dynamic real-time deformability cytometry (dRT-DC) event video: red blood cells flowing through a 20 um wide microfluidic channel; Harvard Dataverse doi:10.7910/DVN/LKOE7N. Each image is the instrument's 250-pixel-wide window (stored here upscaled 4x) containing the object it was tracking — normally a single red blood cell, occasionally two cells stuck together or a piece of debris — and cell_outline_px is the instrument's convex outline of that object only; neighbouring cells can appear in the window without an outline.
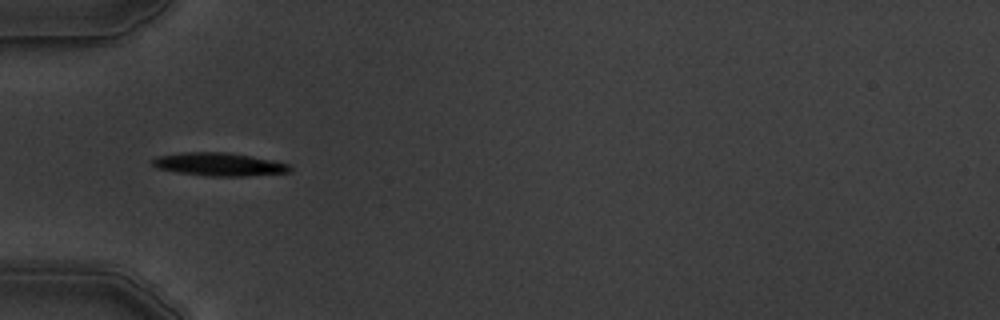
{"species": "common noctule bat (a hibernating species)", "species_latin": "Nyctalus noctula", "temperature_condition": "warm", "stored_images_in_passage": 4, "camera_frame_rate_fps": 3000, "um_per_image_px": 0.085, "animal": {"sex": "male", "body_mass_g": 19.5, "forearm_length_mm": 54.6}, "frame": {"image": 1, "passage_image": 1, "time_ms": 0.0, "image_size_px": [1000, 320], "cell_outline_px": [[292, 172], [244, 176], [208, 176], [176, 172], [156, 168], [152, 164], [152, 160], [156, 156], [184, 152], [224, 152], [272, 160], [292, 164]], "centroid_in_image_um": [18.63, 13.97], "position_along_channel_um": 66.4, "area_um2": 18.55}}